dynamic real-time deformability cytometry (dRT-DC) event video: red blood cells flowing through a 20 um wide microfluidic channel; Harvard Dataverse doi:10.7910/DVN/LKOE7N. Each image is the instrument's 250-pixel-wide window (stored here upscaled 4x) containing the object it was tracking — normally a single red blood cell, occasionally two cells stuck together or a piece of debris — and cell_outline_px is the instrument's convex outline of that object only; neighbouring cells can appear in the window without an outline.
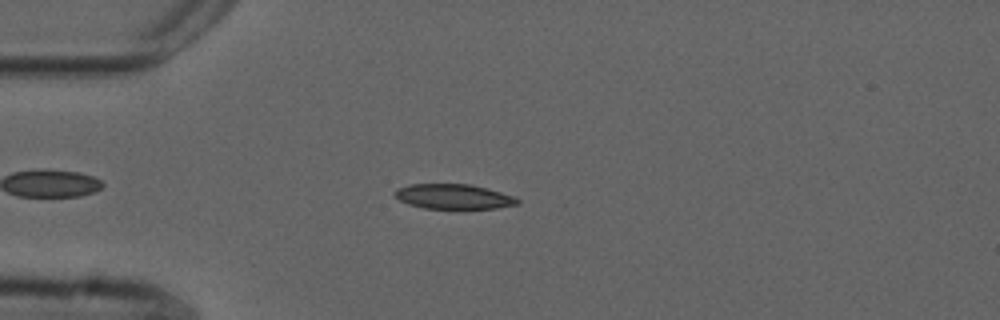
{"species": "common noctule bat (a hibernating species)", "species_latin": "Nyctalus noctula", "temperature_condition": "cold", "stored_images_in_passage": 50, "camera_frame_rate_fps": 3000, "um_per_image_px": 0.085, "animal": {"sex": "male", "forearm_length_mm": 52.5}, "frame": {"image": 1, "passage_image": 10, "time_ms": 3.0, "image_size_px": [1000, 320], "cell_outline_px": [[520, 204], [496, 208], [424, 208], [408, 204], [400, 200], [396, 196], [396, 188], [408, 184], [472, 184], [488, 188], [516, 196], [520, 200]], "centroid_in_image_um": [38.61, 16.7], "position_along_channel_um": 46.4, "area_um2": 17.86}}
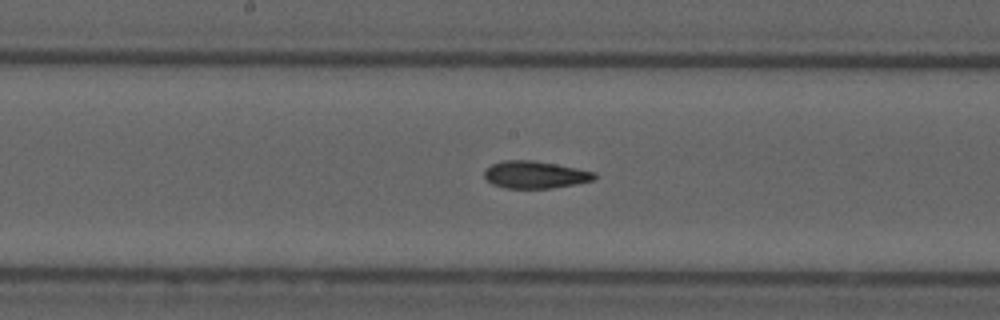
{"frame": {"image": 2, "passage_image": 24, "time_ms": 7.667, "image_size_px": [1000, 320], "cell_outline_px": [[596, 180], [576, 184], [552, 188], [504, 188], [492, 184], [484, 176], [484, 172], [492, 164], [504, 160], [532, 160], [556, 164], [596, 172]], "centroid_in_image_um": [45.51, 14.85], "position_along_channel_um": 202.7, "area_um2": 17.51}}
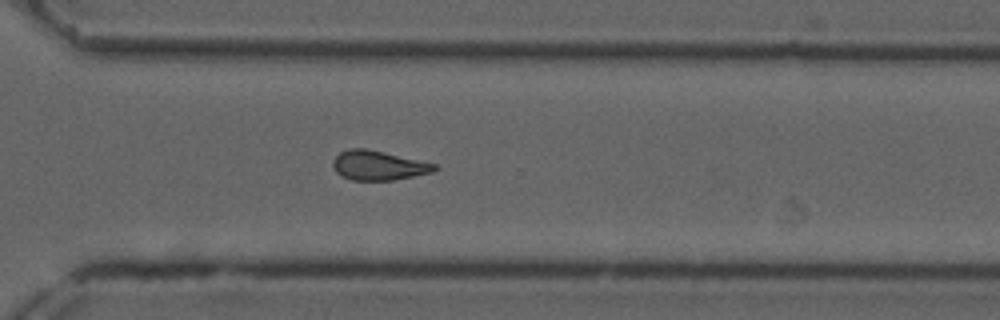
{"frame": {"image": 3, "passage_image": 35, "time_ms": 11.333, "image_size_px": [1000, 320], "cell_outline_px": [[436, 168], [432, 172], [392, 180], [352, 180], [340, 176], [336, 172], [332, 164], [332, 160], [340, 152], [348, 148], [364, 148], [384, 152], [436, 164]], "centroid_in_image_um": [32.1, 14.06], "position_along_channel_um": 338.5, "area_um2": 17.28}, "authors_computed_cell_mechanics": {"area_um2": 17.629, "velocity_mm_per_s": 3.7049, "shape_relaxation_time_tau1_ms": 9.1797, "shape_relaxation_time_tau2_ms": 2.8999, "deformation_change_tau1": 0.1964, "deformation_change_tau2": 0.1037}}